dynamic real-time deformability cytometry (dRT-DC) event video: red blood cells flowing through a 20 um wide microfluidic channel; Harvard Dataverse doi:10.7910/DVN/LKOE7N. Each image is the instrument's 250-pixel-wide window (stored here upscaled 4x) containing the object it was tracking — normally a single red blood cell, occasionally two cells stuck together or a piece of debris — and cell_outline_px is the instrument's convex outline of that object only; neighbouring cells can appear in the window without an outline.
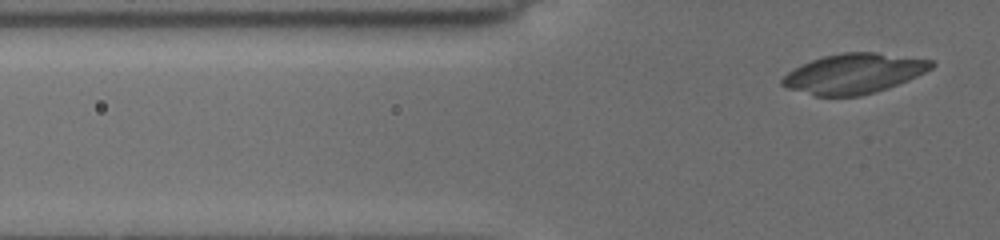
{"species": "common noctule bat (a hibernating species)", "species_latin": "Nyctalus noctula", "temperature_condition": "cold", "stored_images_in_passage": 10, "segment_of_instrument_passage": [2, 2], "camera_frame_rate_fps": 3000, "um_per_image_px": 0.085, "animal": {"sex": "female", "body_mass_g": 19.5, "forearm_length_mm": 54.1}, "frame": {"image": 1, "passage_image": 10, "time_ms": 8.667, "image_size_px": [1000, 240], "cell_outline_px": [[936, 64], [932, 68], [908, 80], [888, 88], [876, 92], [860, 96], [816, 96], [788, 88], [780, 84], [780, 80], [788, 72], [812, 60], [824, 56], [844, 52], [876, 52], [932, 60]], "centroid_in_image_um": [72.59, 6.26], "position_along_channel_um": 53.2, "area_um2": 34.51}}